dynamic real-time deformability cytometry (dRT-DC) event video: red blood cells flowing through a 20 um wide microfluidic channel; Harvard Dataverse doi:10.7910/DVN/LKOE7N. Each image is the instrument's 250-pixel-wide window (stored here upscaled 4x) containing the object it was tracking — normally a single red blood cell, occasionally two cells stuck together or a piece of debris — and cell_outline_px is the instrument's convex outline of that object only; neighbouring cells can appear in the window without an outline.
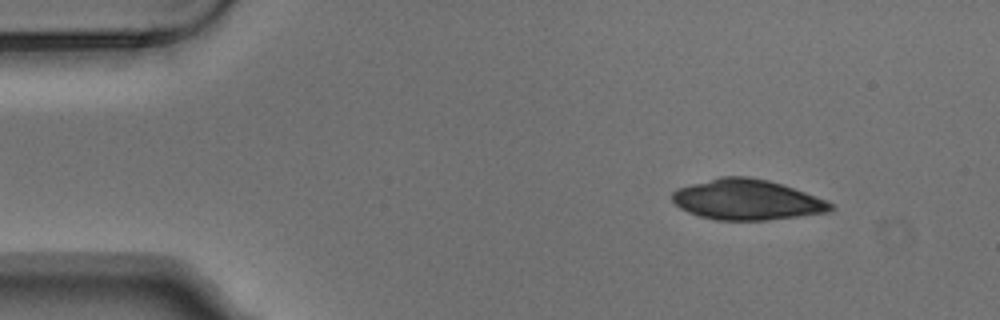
{"species": "Egyptian fruit bat (a non-hibernating species)", "species_latin": "Rousettus aegyptiacus", "temperature_condition": "warm", "stored_images_in_passage": 3, "camera_frame_rate_fps": 3000, "um_per_image_px": 0.085, "animal": {"sex": "male"}, "frame": {"image": 1, "passage_image": 1, "time_ms": 0.0, "image_size_px": [1000, 320], "cell_outline_px": [[832, 208], [828, 212], [768, 220], [716, 220], [700, 216], [688, 212], [680, 208], [672, 200], [672, 192], [676, 188], [720, 176], [748, 176], [768, 180], [828, 200], [832, 204]], "centroid_in_image_um": [63.45, 16.97], "position_along_channel_um": 21.5, "area_um2": 37.17}}